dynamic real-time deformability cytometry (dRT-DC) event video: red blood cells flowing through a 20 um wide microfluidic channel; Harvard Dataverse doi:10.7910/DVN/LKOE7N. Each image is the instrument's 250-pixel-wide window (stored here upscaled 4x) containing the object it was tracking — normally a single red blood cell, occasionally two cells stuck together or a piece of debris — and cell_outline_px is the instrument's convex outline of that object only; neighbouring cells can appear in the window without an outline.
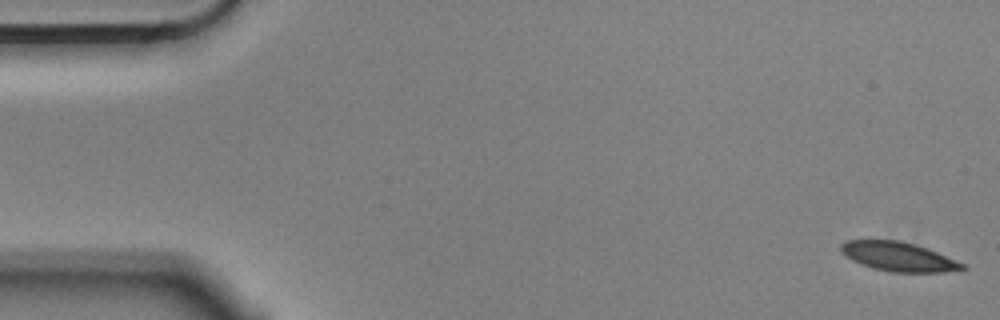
{"species": "Egyptian fruit bat (a non-hibernating species)", "species_latin": "Rousettus aegyptiacus", "temperature_condition": "cold", "stored_images_in_passage": 57, "camera_frame_rate_fps": 3000, "um_per_image_px": 0.085, "animal": {"sex": "male"}, "frame": {"image": 1, "passage_image": 1, "time_ms": 0.0, "image_size_px": [1000, 320], "cell_outline_px": [[968, 268], [944, 272], [892, 272], [872, 268], [852, 260], [840, 252], [840, 244], [848, 240], [900, 240], [928, 248], [964, 264]], "centroid_in_image_um": [76.35, 21.81], "position_along_channel_um": 8.7, "area_um2": 20.58}}
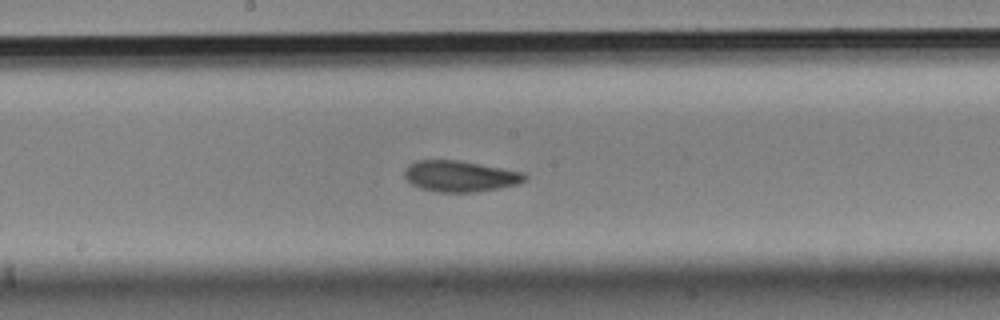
{"frame": {"image": 2, "passage_image": 29, "time_ms": 9.333, "image_size_px": [1000, 320], "cell_outline_px": [[528, 180], [516, 184], [500, 188], [472, 192], [440, 192], [420, 188], [412, 184], [404, 176], [404, 172], [408, 164], [416, 160], [456, 160], [480, 164], [524, 172], [528, 176]], "centroid_in_image_um": [39.12, 14.97], "position_along_channel_um": 209.1, "area_um2": 21.73}}
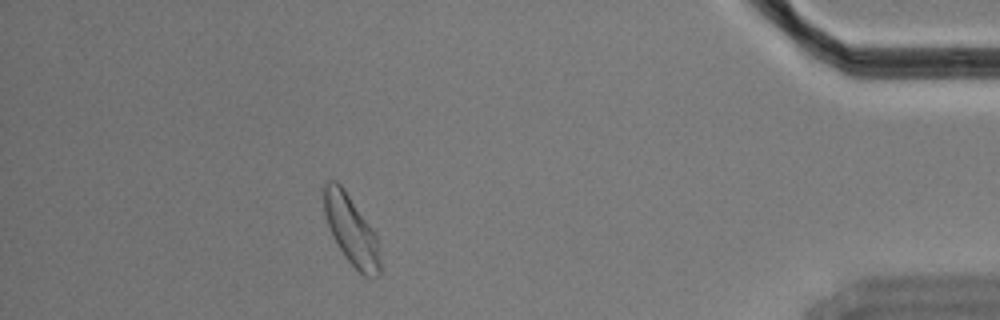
{"frame": {"image": 3, "passage_image": 50, "time_ms": 16.333, "image_size_px": [1000, 320], "cell_outline_px": [[380, 276], [364, 276], [344, 256], [332, 236], [324, 212], [324, 180], [336, 180], [340, 184], [376, 236], [380, 260]], "centroid_in_image_um": [29.82, 19.57], "position_along_channel_um": 405.4, "area_um2": 21.96}, "authors_computed_cell_mechanics": {"area_um2": 21.675, "velocity_mm_per_s": 3.5254, "shape_relaxation_time_tau1_ms": 3.8205, "shape_relaxation_time_tau2_ms": 3.1355, "deformation_change_tau1": 0.1012, "deformation_change_tau2": 0.0722}}